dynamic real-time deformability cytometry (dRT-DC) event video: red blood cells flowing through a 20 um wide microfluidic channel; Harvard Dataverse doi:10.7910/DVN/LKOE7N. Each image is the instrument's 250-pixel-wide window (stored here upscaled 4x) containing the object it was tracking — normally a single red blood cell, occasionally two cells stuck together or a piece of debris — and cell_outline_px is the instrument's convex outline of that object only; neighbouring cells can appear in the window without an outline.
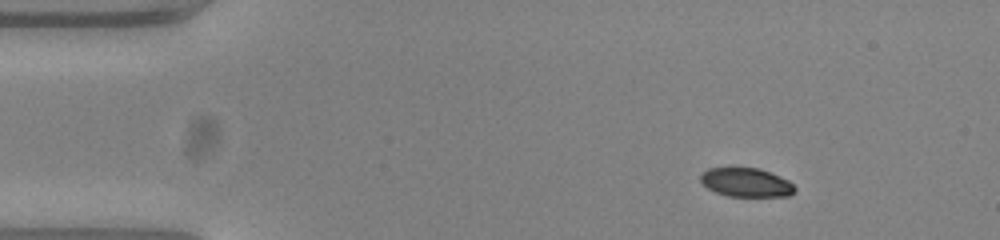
{"species": "common noctule bat (a hibernating species)", "species_latin": "Nyctalus noctula", "temperature_condition": "warm", "stored_images_in_passage": 48, "camera_frame_rate_fps": 3000, "um_per_image_px": 0.085, "animal": {"sex": "female", "body_mass_g": 23.0, "forearm_length_mm": 53.4}, "frame": {"image": 1, "passage_image": 1, "time_ms": 0.0, "image_size_px": [1000, 240], "cell_outline_px": [[796, 192], [788, 196], [728, 196], [716, 192], [708, 188], [700, 180], [700, 176], [708, 168], [732, 164], [760, 168], [780, 176], [788, 180], [796, 188]], "centroid_in_image_um": [63.4, 15.45], "position_along_channel_um": 21.6, "area_um2": 16.53}}
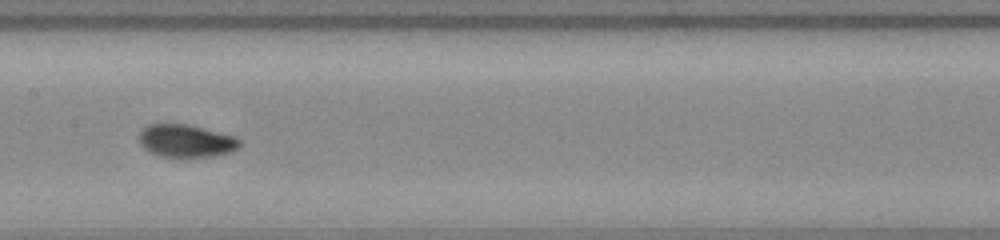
{"frame": {"image": 2, "passage_image": 21, "time_ms": 6.667, "image_size_px": [1000, 240], "cell_outline_px": [[240, 144], [236, 148], [228, 152], [212, 156], [160, 156], [148, 152], [140, 144], [140, 132], [148, 124], [188, 124], [236, 136], [240, 140]], "centroid_in_image_um": [15.79, 11.96], "position_along_channel_um": 191.6, "area_um2": 18.9}}
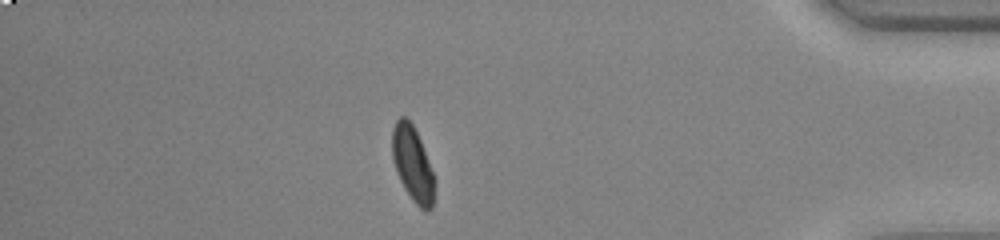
{"frame": {"image": 3, "passage_image": 41, "time_ms": 13.333, "image_size_px": [1000, 240], "cell_outline_px": [[432, 208], [428, 212], [424, 212], [412, 200], [404, 188], [396, 172], [392, 156], [392, 128], [396, 120], [400, 116], [404, 116], [412, 124], [420, 140], [432, 172]], "centroid_in_image_um": [35.02, 13.92], "position_along_channel_um": 400.2, "area_um2": 17.98}, "authors_computed_cell_mechanics": {"area_um2": 18.4382, "velocity_mm_per_s": 3.7545, "shape_relaxation_time_tau1_ms": 3.2182, "shape_relaxation_time_tau2_ms": 1.4872, "deformation_change_tau1": 0.1349, "deformation_change_tau2": 0.0349}}